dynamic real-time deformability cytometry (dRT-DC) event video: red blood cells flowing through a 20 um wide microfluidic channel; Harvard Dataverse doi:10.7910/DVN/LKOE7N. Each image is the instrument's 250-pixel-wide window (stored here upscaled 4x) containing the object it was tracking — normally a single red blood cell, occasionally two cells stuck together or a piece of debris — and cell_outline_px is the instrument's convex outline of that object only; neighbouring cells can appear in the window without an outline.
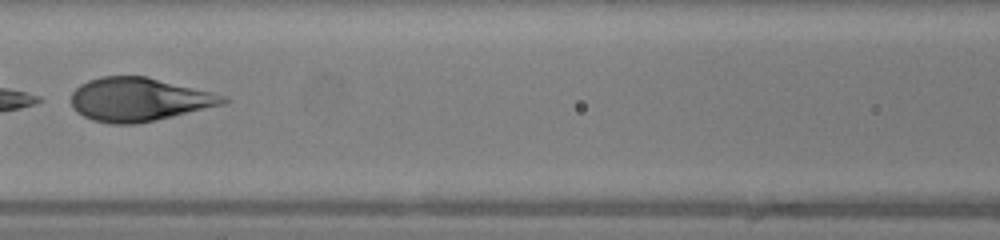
{"species": "human", "species_latin": "Homo sapiens", "temperature_condition": "warm", "stored_images_in_passage": 46, "camera_frame_rate_fps": 3000, "um_per_image_px": 0.085, "donor": {"sex": "female"}, "frame": {"image": 1, "passage_image": 20, "time_ms": 6.333, "image_size_px": [1000, 240], "cell_outline_px": [[232, 100], [224, 104], [172, 116], [136, 124], [112, 124], [92, 120], [76, 112], [72, 108], [72, 92], [80, 84], [88, 80], [104, 76], [144, 76], [212, 92], [224, 96]], "centroid_in_image_um": [11.78, 8.46], "position_along_channel_um": 154.8, "area_um2": 38.26}}